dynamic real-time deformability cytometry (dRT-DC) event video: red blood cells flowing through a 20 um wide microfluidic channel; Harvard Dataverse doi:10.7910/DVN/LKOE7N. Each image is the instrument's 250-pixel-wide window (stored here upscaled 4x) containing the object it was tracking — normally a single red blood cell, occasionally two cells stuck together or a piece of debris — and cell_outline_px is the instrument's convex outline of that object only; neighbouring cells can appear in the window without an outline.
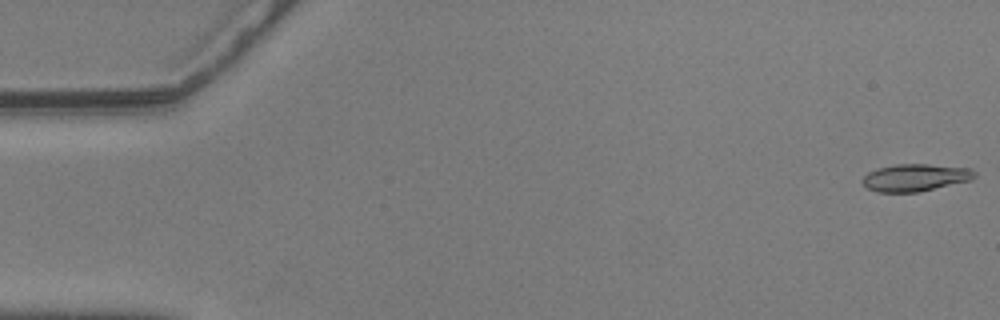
{"species": "common noctule bat (a hibernating species)", "species_latin": "Nyctalus noctula", "temperature_condition": "warm", "stored_images_in_passage": 57, "camera_frame_rate_fps": 3000, "um_per_image_px": 0.085, "animal": {"sex": "male", "body_mass_g": 20.5, "forearm_length_mm": 52.5}, "frame": {"image": 1, "passage_image": 1, "time_ms": 0.0, "image_size_px": [1000, 320], "cell_outline_px": [[976, 176], [972, 180], [920, 192], [876, 192], [868, 188], [860, 180], [868, 172], [880, 168], [896, 164], [928, 164], [972, 168], [976, 172]], "centroid_in_image_um": [77.84, 15.1], "position_along_channel_um": 7.2, "area_um2": 17.98}}
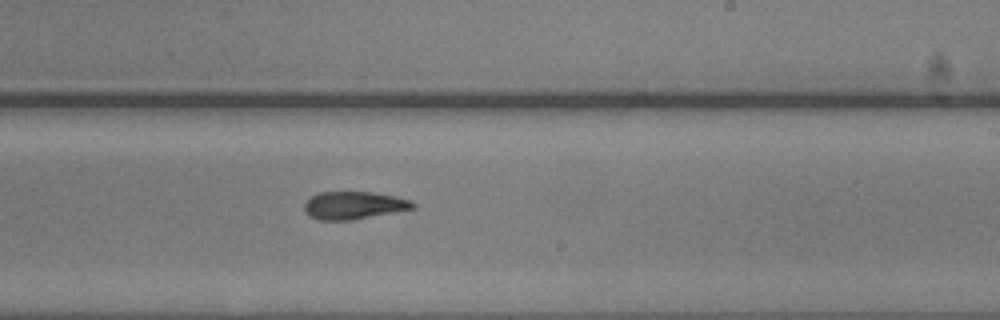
{"frame": {"image": 2, "passage_image": 34, "time_ms": 11.0, "image_size_px": [1000, 320], "cell_outline_px": [[416, 208], [352, 220], [320, 220], [308, 216], [304, 208], [304, 204], [312, 196], [320, 192], [372, 192], [396, 196], [412, 200], [416, 204]], "centroid_in_image_um": [30.11, 17.45], "position_along_channel_um": 258.9, "area_um2": 17.57}}
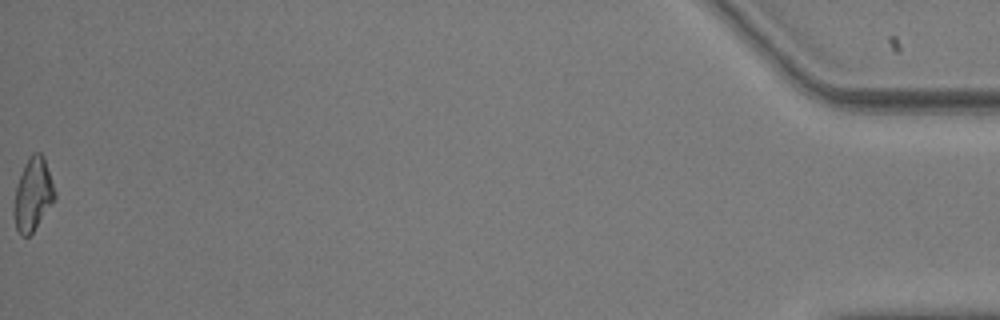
{"frame": {"image": 3, "passage_image": 57, "time_ms": 18.667, "image_size_px": [1000, 320], "cell_outline_px": [[56, 200], [32, 232], [28, 236], [20, 236], [16, 228], [12, 212], [16, 188], [24, 164], [28, 156], [32, 152], [40, 152], [44, 156], [56, 192]], "centroid_in_image_um": [2.8, 16.52], "position_along_channel_um": 432.4, "area_um2": 17.57}, "authors_computed_cell_mechanics": {"area_um2": 17.7446, "velocity_mm_per_s": 3.5907, "shape_relaxation_time_tau1_ms": 3.5843, "shape_relaxation_time_tau2_ms": 2.7612, "deformation_change_tau1": 0.1309, "deformation_change_tau2": 0.0992}}